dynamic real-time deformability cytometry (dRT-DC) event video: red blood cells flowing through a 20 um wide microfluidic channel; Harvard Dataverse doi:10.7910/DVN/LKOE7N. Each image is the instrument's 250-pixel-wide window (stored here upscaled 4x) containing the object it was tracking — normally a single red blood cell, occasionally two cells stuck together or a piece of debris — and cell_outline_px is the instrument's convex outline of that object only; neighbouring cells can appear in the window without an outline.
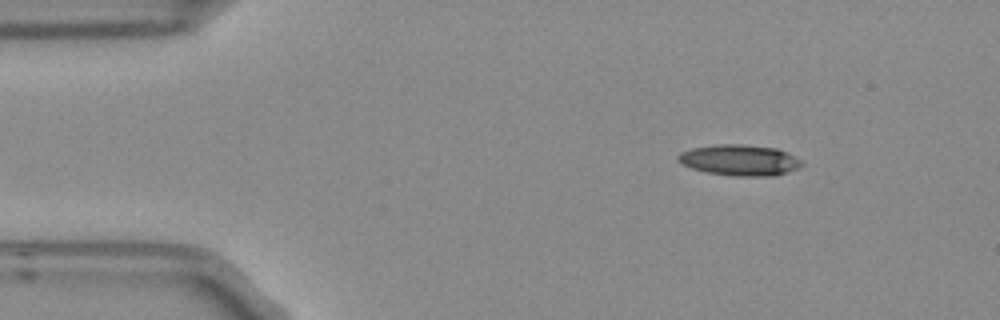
{"species": "Egyptian fruit bat (a non-hibernating species)", "species_latin": "Rousettus aegyptiacus", "temperature_condition": "room temperature", "stored_images_in_passage": 3, "camera_frame_rate_fps": 3000, "um_per_image_px": 0.085, "frame": {"image": 1, "passage_image": 1, "time_ms": 0.0, "image_size_px": [1000, 320], "cell_outline_px": [[804, 164], [788, 172], [772, 176], [732, 176], [708, 172], [692, 168], [680, 164], [676, 160], [676, 156], [680, 152], [692, 148], [716, 144], [744, 144], [776, 148], [788, 152], [800, 160]], "centroid_in_image_um": [62.84, 13.6], "position_along_channel_um": 22.2, "area_um2": 22.43}}